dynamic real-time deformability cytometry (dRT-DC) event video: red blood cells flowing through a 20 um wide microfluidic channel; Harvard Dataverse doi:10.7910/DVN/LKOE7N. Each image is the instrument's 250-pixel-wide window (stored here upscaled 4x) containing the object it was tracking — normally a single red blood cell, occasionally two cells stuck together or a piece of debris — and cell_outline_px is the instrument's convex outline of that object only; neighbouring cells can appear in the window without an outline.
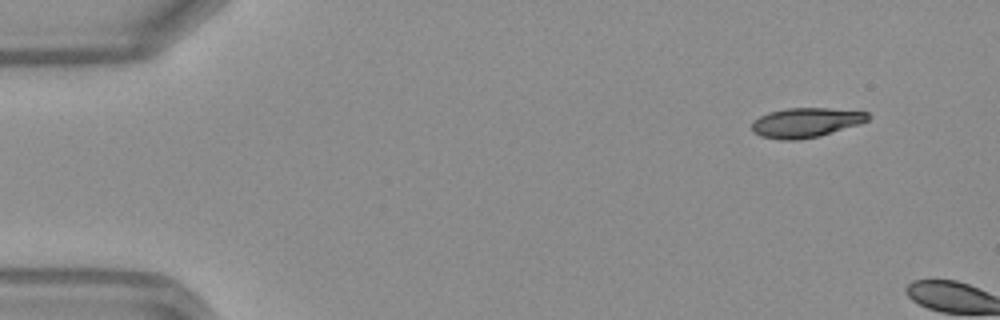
{"species": "Egyptian fruit bat (a non-hibernating species)", "species_latin": "Rousettus aegyptiacus", "temperature_condition": "warm", "stored_images_in_passage": 3, "camera_frame_rate_fps": 3000, "um_per_image_px": 0.085, "frame": {"image": 1, "passage_image": 1, "time_ms": 0.0, "image_size_px": [1000, 320], "cell_outline_px": [[872, 116], [868, 120], [860, 124], [820, 136], [796, 140], [780, 140], [760, 136], [752, 132], [752, 120], [768, 112], [788, 108], [828, 108], [868, 112]], "centroid_in_image_um": [68.49, 10.42], "position_along_channel_um": 16.5, "area_um2": 20.23}}